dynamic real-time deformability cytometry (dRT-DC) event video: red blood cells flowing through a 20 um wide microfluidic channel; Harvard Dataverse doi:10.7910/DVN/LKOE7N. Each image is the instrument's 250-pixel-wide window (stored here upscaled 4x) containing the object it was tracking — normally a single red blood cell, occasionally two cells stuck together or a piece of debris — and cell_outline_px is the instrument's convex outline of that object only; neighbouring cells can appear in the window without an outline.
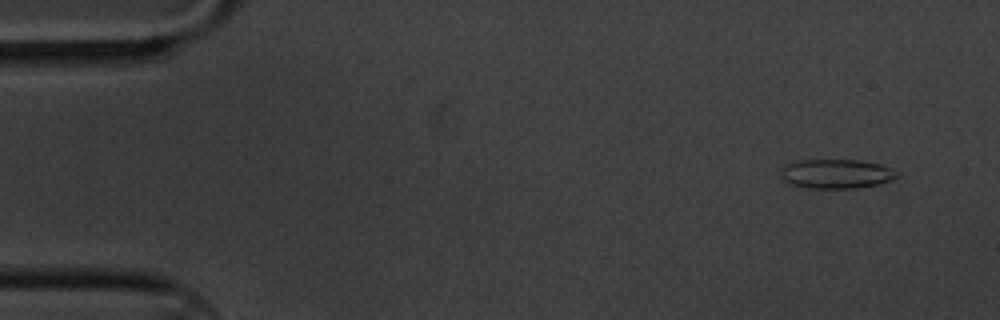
{"species": "common noctule bat (a hibernating species)", "species_latin": "Nyctalus noctula", "temperature_condition": "cold", "stored_images_in_passage": 6, "camera_frame_rate_fps": 3000, "um_per_image_px": 0.085, "animal": {"sex": "male", "body_mass_g": 20.1, "forearm_length_mm": 53.5}, "frame": {"image": 1, "passage_image": 2, "time_ms": 0.333, "image_size_px": [1000, 320], "cell_outline_px": [[900, 176], [892, 180], [876, 184], [856, 188], [808, 188], [792, 184], [780, 180], [780, 168], [796, 160], [860, 160], [880, 164], [892, 168]], "centroid_in_image_um": [71.05, 14.77], "position_along_channel_um": 13.9, "area_um2": 20.0}}